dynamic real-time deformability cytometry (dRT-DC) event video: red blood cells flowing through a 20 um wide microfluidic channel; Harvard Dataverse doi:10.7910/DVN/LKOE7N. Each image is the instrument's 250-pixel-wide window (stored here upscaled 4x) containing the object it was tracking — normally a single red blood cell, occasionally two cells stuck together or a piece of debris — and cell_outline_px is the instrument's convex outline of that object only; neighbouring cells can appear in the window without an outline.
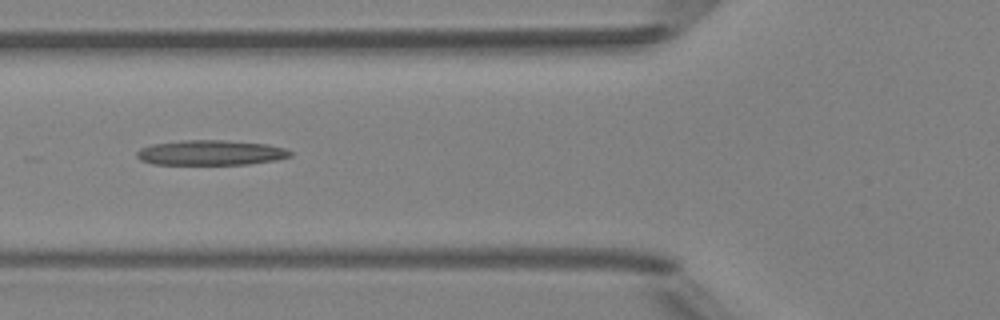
{"species": "Egyptian fruit bat (a non-hibernating species)", "species_latin": "Rousettus aegyptiacus", "temperature_condition": "room temperature", "stored_images_in_passage": 6, "camera_frame_rate_fps": 3000, "um_per_image_px": 0.085, "animal": {"sex": "female"}, "frame": {"image": 1, "passage_image": 6, "time_ms": 5.667, "image_size_px": [1000, 320], "cell_outline_px": [[292, 156], [276, 160], [248, 164], [152, 164], [140, 160], [136, 156], [136, 152], [140, 148], [152, 144], [180, 140], [224, 140], [268, 144], [284, 148], [292, 152]], "centroid_in_image_um": [17.9, 12.97], "position_along_channel_um": 107.9, "area_um2": 22.48}}